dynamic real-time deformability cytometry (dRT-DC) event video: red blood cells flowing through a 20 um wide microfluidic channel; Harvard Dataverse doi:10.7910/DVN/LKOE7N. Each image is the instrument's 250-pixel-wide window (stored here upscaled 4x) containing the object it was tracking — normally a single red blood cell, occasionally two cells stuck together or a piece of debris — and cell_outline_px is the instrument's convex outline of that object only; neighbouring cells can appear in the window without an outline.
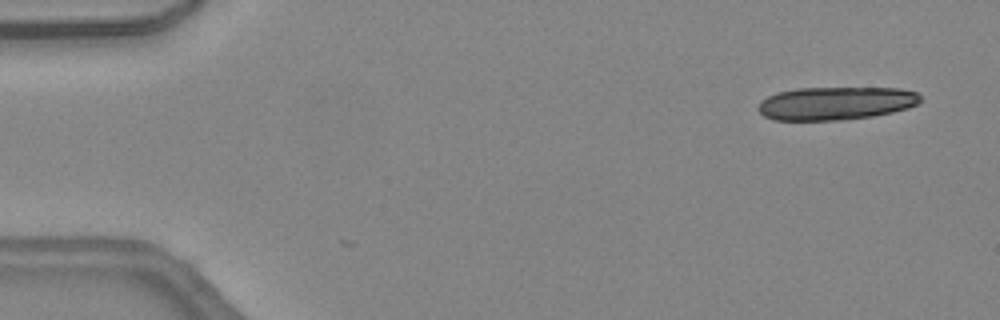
{"species": "common noctule bat (a hibernating species)", "species_latin": "Nyctalus noctula", "temperature_condition": "warm", "stored_images_in_passage": 3, "camera_frame_rate_fps": 3000, "um_per_image_px": 0.085, "animal": {"sex": "female", "body_mass_g": 24.6, "forearm_length_mm": 56.2}, "frame": {"image": 1, "passage_image": 3, "time_ms": 0.667, "image_size_px": [1000, 320], "cell_outline_px": [[920, 100], [916, 104], [908, 108], [892, 112], [872, 116], [844, 120], [772, 120], [764, 116], [756, 108], [760, 100], [776, 92], [796, 88], [900, 88], [916, 92], [920, 96]], "centroid_in_image_um": [70.99, 8.78], "position_along_channel_um": 14.0, "area_um2": 31.5}}